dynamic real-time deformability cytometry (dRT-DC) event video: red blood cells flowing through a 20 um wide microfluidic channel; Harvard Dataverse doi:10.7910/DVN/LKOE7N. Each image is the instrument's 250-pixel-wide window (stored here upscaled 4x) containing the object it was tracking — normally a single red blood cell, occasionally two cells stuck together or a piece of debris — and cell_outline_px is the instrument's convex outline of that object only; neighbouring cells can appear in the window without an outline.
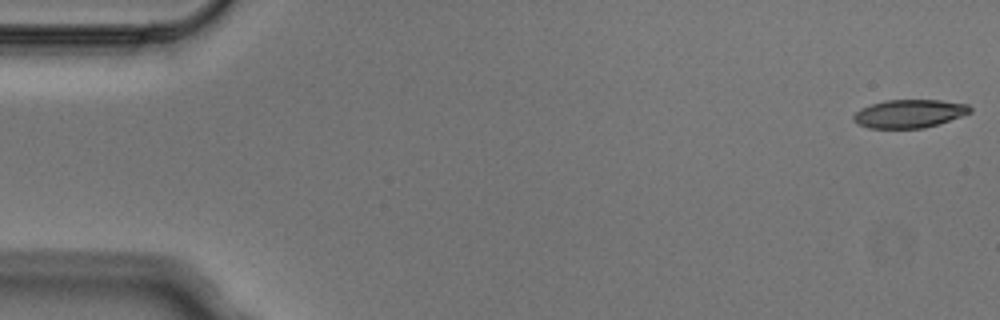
{"species": "Egyptian fruit bat (a non-hibernating species)", "species_latin": "Rousettus aegyptiacus", "temperature_condition": "cold", "stored_images_in_passage": 6, "camera_frame_rate_fps": 3000, "um_per_image_px": 0.085, "animal": {"sex": "male"}, "frame": {"image": 1, "passage_image": 1, "time_ms": 0.0, "image_size_px": [1000, 320], "cell_outline_px": [[972, 112], [924, 128], [868, 128], [856, 124], [852, 120], [852, 116], [860, 108], [884, 100], [940, 100], [968, 104], [972, 108]], "centroid_in_image_um": [77.24, 9.66], "position_along_channel_um": 7.8, "area_um2": 19.19}}